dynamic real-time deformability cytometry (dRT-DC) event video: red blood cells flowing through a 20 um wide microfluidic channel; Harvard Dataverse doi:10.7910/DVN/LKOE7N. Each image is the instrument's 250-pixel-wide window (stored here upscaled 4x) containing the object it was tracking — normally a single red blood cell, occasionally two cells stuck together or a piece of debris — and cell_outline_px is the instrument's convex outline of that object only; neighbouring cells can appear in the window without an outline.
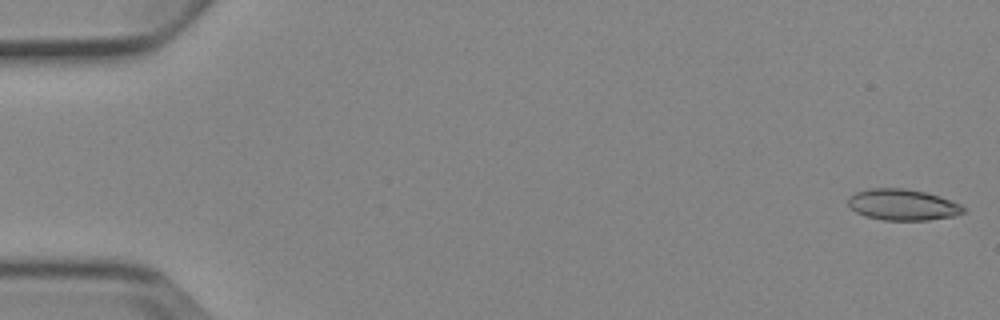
{"species": "Egyptian fruit bat (a non-hibernating species)", "species_latin": "Rousettus aegyptiacus", "temperature_condition": "cold", "stored_images_in_passage": 4, "camera_frame_rate_fps": 3000, "um_per_image_px": 0.085, "animal": {"sex": "female"}, "frame": {"image": 1, "passage_image": 1, "time_ms": 0.0, "image_size_px": [1000, 320], "cell_outline_px": [[968, 208], [964, 212], [956, 216], [928, 220], [884, 220], [864, 216], [856, 212], [848, 204], [848, 200], [856, 192], [868, 188], [904, 188], [924, 192], [940, 196], [952, 200]], "centroid_in_image_um": [76.78, 17.4], "position_along_channel_um": 8.2, "area_um2": 21.04}}
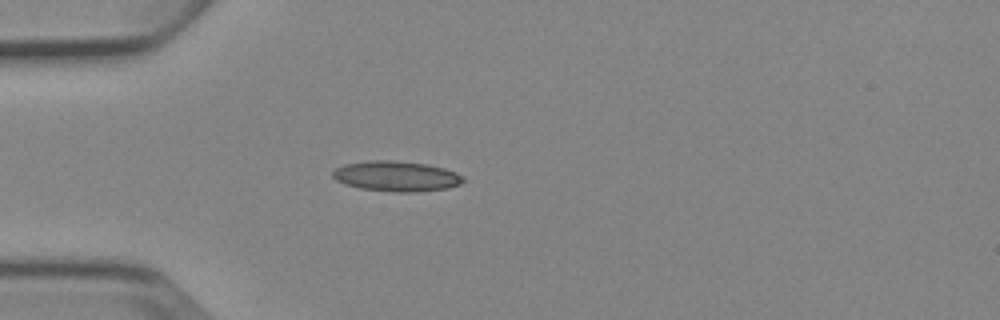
{"frame": {"image": 2, "passage_image": 4, "time_ms": 4.667, "image_size_px": [1000, 320], "cell_outline_px": [[464, 180], [460, 184], [448, 188], [416, 192], [392, 192], [360, 188], [344, 184], [336, 180], [332, 176], [332, 172], [336, 168], [344, 164], [372, 160], [392, 160], [428, 164], [444, 168], [460, 176]], "centroid_in_image_um": [33.64, 14.98], "position_along_channel_um": 51.4, "area_um2": 22.95}}